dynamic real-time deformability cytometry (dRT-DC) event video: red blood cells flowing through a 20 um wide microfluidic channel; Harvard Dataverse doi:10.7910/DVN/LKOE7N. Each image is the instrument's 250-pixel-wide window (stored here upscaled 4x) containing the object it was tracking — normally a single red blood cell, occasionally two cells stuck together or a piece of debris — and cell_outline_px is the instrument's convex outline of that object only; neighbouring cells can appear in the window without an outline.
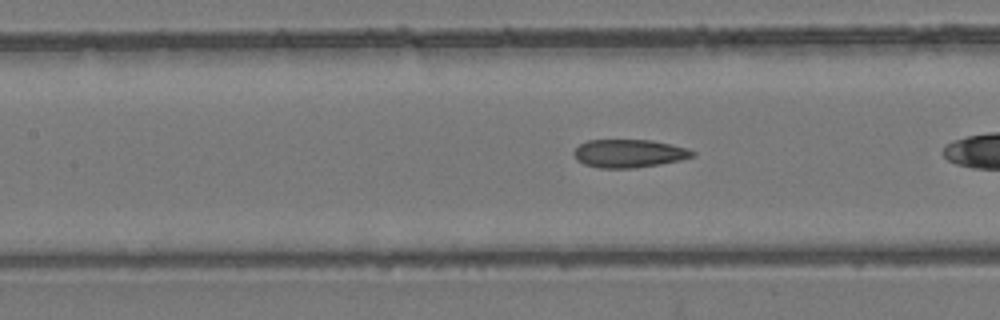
{"species": "common noctule bat (a hibernating species)", "species_latin": "Nyctalus noctula", "temperature_condition": "room temperature", "stored_images_in_passage": 25, "camera_frame_rate_fps": 3000, "um_per_image_px": 0.085, "animal": {"sex": "female", "body_mass_g": 24.6, "forearm_length_mm": 56.2}, "frame": {"image": 1, "passage_image": 8, "time_ms": 2.333, "image_size_px": [1000, 320], "cell_outline_px": [[696, 156], [680, 160], [660, 164], [632, 168], [600, 168], [584, 164], [576, 160], [572, 152], [580, 144], [588, 140], [652, 140], [688, 148], [696, 152]], "centroid_in_image_um": [53.47, 13.04], "position_along_channel_um": 153.9, "area_um2": 19.54}}
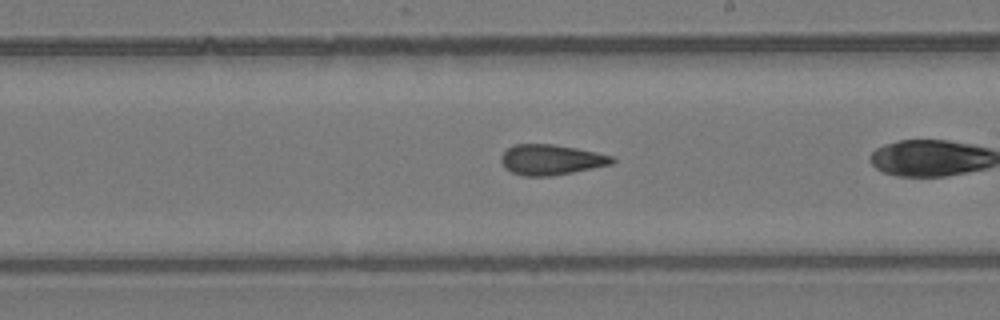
{"frame": {"image": 2, "passage_image": 15, "time_ms": 4.667, "image_size_px": [1000, 320], "cell_outline_px": [[616, 160], [612, 164], [572, 172], [548, 176], [524, 176], [512, 172], [504, 168], [500, 160], [500, 156], [512, 144], [552, 144], [576, 148], [596, 152], [612, 156]], "centroid_in_image_um": [46.81, 13.57], "position_along_channel_um": 242.2, "area_um2": 19.59}}
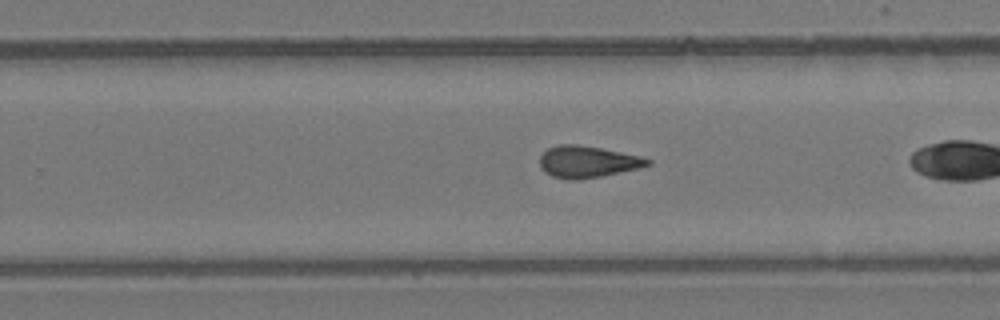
{"frame": {"image": 3, "passage_image": 18, "time_ms": 5.667, "image_size_px": [1000, 320], "cell_outline_px": [[652, 164], [640, 168], [600, 176], [576, 180], [568, 180], [552, 176], [544, 172], [540, 168], [540, 156], [548, 148], [560, 144], [576, 144], [600, 148], [640, 156], [652, 160]], "centroid_in_image_um": [49.92, 13.75], "position_along_channel_um": 279.9, "area_um2": 19.88}}